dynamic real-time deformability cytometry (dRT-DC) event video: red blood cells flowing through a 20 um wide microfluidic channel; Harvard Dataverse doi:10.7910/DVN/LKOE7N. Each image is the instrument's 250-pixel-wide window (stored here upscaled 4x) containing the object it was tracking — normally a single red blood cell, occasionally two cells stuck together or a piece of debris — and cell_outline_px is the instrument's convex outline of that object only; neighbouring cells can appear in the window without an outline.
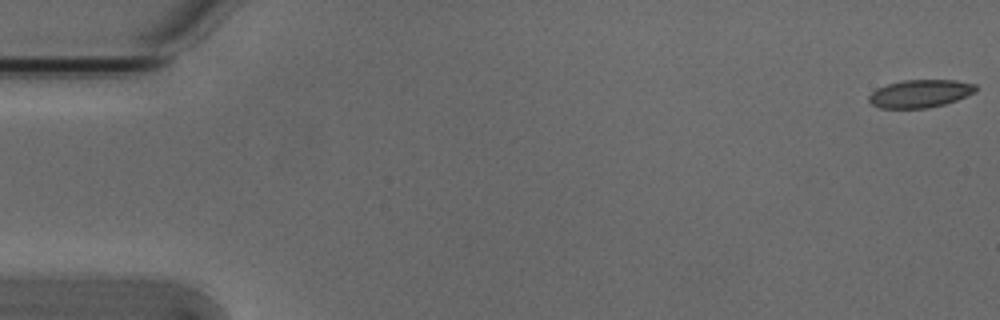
{"species": "Egyptian fruit bat (a non-hibernating species)", "species_latin": "Rousettus aegyptiacus", "temperature_condition": "cold", "stored_images_in_passage": 5, "camera_frame_rate_fps": 3000, "um_per_image_px": 0.085, "animal": {"sex": "male"}, "frame": {"image": 1, "passage_image": 1, "time_ms": 0.0, "image_size_px": [1000, 320], "cell_outline_px": [[976, 92], [956, 100], [944, 104], [928, 108], [880, 108], [872, 104], [868, 100], [868, 96], [876, 88], [888, 84], [904, 80], [956, 80], [976, 84]], "centroid_in_image_um": [78.21, 7.95], "position_along_channel_um": 6.8, "area_um2": 17.34}}
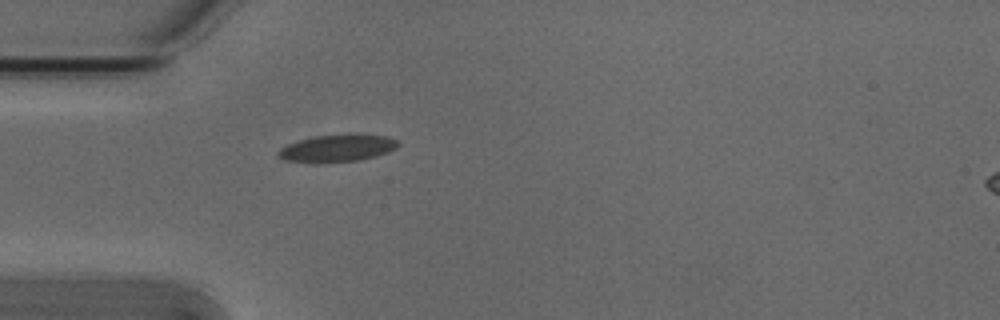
{"frame": {"image": 2, "passage_image": 5, "time_ms": 1.333, "image_size_px": [1000, 320], "cell_outline_px": [[400, 144], [396, 148], [388, 152], [376, 156], [360, 160], [316, 164], [284, 160], [276, 152], [280, 148], [288, 144], [300, 140], [316, 136], [348, 132], [360, 132], [388, 136], [396, 140]], "centroid_in_image_um": [28.71, 12.58], "position_along_channel_um": 56.3, "area_um2": 19.83}}